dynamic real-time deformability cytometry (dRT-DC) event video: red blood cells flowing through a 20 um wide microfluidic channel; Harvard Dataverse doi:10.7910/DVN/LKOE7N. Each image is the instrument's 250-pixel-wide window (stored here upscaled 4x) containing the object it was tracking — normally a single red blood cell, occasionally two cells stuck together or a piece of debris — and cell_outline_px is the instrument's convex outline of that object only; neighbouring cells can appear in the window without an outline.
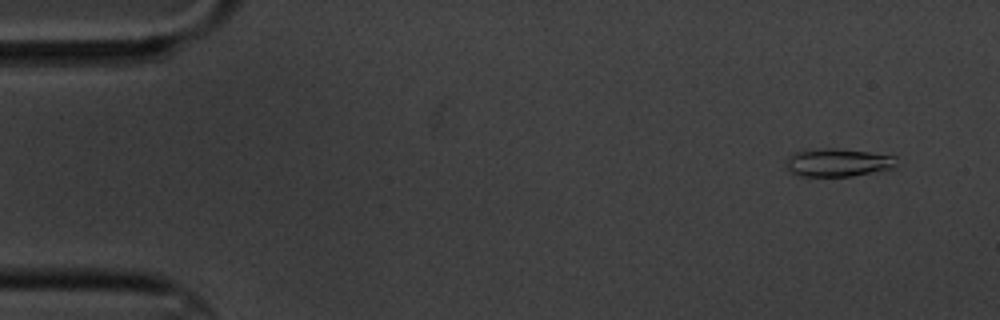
{"species": "common noctule bat (a hibernating species)", "species_latin": "Nyctalus noctula", "temperature_condition": "cold", "stored_images_in_passage": 7, "camera_frame_rate_fps": 3000, "um_per_image_px": 0.085, "animal": {"sex": "male", "body_mass_g": 20.1, "forearm_length_mm": 53.5}, "frame": {"image": 1, "passage_image": 1, "time_ms": 0.0, "image_size_px": [1000, 320], "cell_outline_px": [[896, 156], [892, 168], [852, 176], [800, 176], [788, 172], [788, 156], [792, 152], [824, 148], [836, 148], [868, 152]], "centroid_in_image_um": [71.16, 13.81], "position_along_channel_um": 13.8, "area_um2": 17.8}}
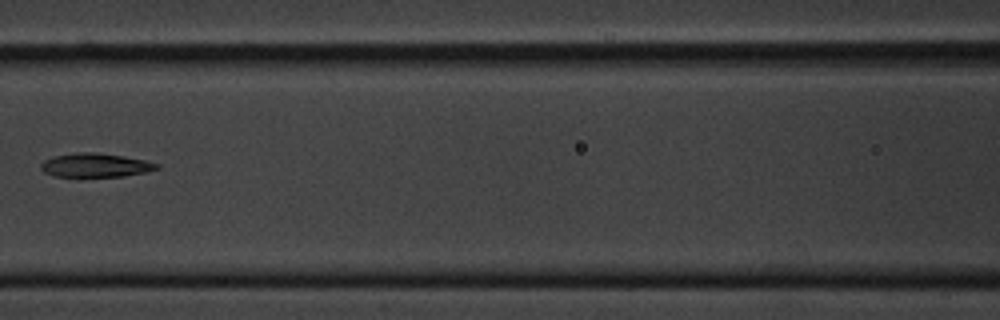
{"frame": {"image": 2, "passage_image": 7, "time_ms": 7.333, "image_size_px": [1000, 320], "cell_outline_px": [[160, 168], [144, 172], [124, 176], [52, 176], [44, 172], [40, 168], [40, 164], [44, 160], [56, 156], [76, 152], [96, 152], [124, 156], [144, 160], [160, 164]], "centroid_in_image_um": [8.11, 14.03], "position_along_channel_um": 158.5, "area_um2": 16.01}}